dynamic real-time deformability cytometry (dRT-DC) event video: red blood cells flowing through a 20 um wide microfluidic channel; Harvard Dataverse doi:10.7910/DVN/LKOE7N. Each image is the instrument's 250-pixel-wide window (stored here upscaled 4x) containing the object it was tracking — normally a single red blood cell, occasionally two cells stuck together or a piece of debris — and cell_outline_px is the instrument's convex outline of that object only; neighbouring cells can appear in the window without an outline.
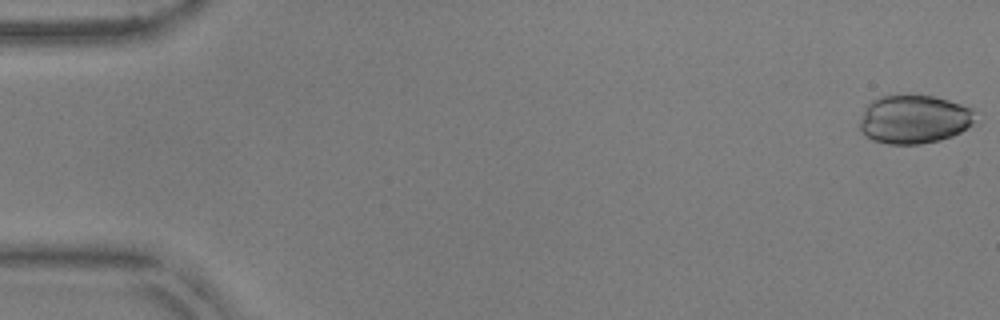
{"species": "common noctule bat (a hibernating species)", "species_latin": "Nyctalus noctula", "temperature_condition": "warm", "stored_images_in_passage": 53, "camera_frame_rate_fps": 3000, "um_per_image_px": 0.085, "animal": {"sex": "male", "body_mass_g": 17.9, "forearm_length_mm": 54.2}, "frame": {"image": 1, "passage_image": 1, "time_ms": 0.0, "image_size_px": [1000, 320], "cell_outline_px": [[972, 124], [960, 132], [952, 136], [940, 140], [920, 144], [888, 144], [872, 140], [860, 132], [860, 120], [868, 104], [872, 100], [880, 96], [932, 96], [948, 100], [972, 108]], "centroid_in_image_um": [77.65, 10.16], "position_along_channel_um": 7.3, "area_um2": 32.31}}
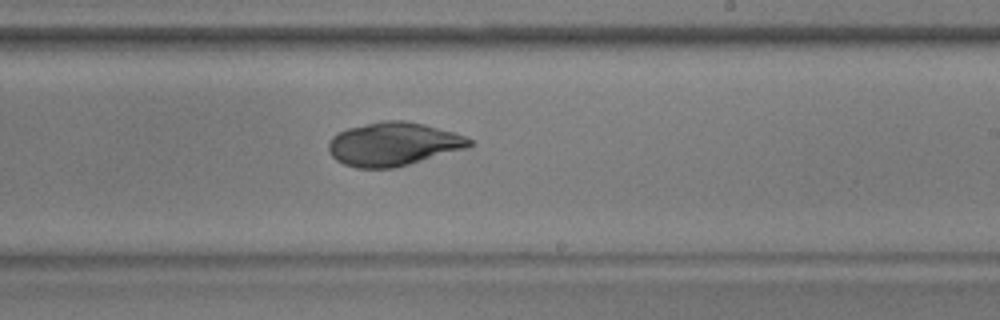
{"frame": {"image": 2, "passage_image": 32, "time_ms": 10.333, "image_size_px": [1000, 320], "cell_outline_px": [[476, 144], [468, 148], [408, 164], [392, 168], [356, 168], [344, 164], [336, 160], [328, 152], [328, 144], [332, 136], [348, 128], [380, 120], [404, 120], [424, 124], [452, 132], [464, 136], [472, 140]], "centroid_in_image_um": [33.43, 12.24], "position_along_channel_um": 255.6, "area_um2": 35.72}}
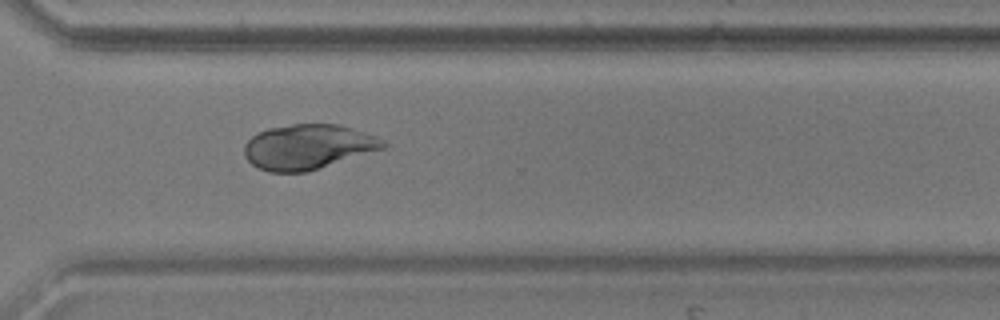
{"frame": {"image": 3, "passage_image": 39, "time_ms": 12.667, "image_size_px": [1000, 320], "cell_outline_px": [[388, 144], [384, 148], [304, 172], [268, 172], [256, 168], [244, 156], [244, 144], [256, 132], [268, 128], [292, 124], [340, 124], [376, 136], [384, 140]], "centroid_in_image_um": [26.13, 12.47], "position_along_channel_um": 344.5, "area_um2": 36.24}}